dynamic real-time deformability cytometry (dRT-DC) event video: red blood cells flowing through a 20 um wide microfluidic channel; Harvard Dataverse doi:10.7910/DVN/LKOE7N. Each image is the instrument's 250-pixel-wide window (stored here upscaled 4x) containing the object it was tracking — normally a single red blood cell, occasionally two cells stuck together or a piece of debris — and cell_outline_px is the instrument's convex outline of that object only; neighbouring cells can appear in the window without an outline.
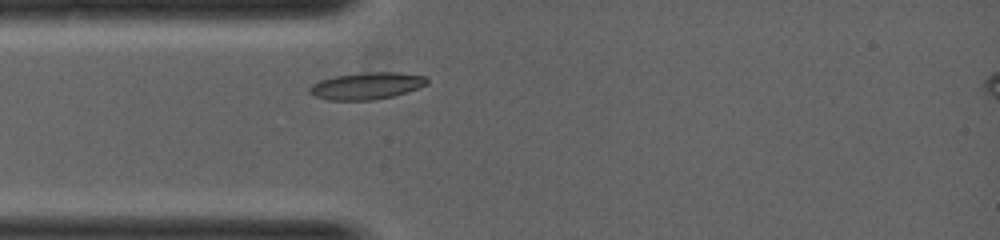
{"species": "common noctule bat (a hibernating species)", "species_latin": "Nyctalus noctula", "temperature_condition": "warm", "stored_images_in_passage": 2, "camera_frame_rate_fps": 5000, "um_per_image_px": 0.085, "animal": {"sex": "female", "body_mass_g": 19.0, "forearm_length_mm": 53.3}, "frame": {"image": 1, "passage_image": 2, "time_ms": 0.2, "image_size_px": [1000, 240], "cell_outline_px": [[428, 84], [392, 96], [372, 100], [328, 100], [316, 96], [308, 92], [308, 88], [312, 84], [320, 80], [336, 76], [368, 72], [396, 72], [428, 76]], "centroid_in_image_um": [31.16, 7.29], "position_along_channel_um": 53.8, "area_um2": 18.26}}